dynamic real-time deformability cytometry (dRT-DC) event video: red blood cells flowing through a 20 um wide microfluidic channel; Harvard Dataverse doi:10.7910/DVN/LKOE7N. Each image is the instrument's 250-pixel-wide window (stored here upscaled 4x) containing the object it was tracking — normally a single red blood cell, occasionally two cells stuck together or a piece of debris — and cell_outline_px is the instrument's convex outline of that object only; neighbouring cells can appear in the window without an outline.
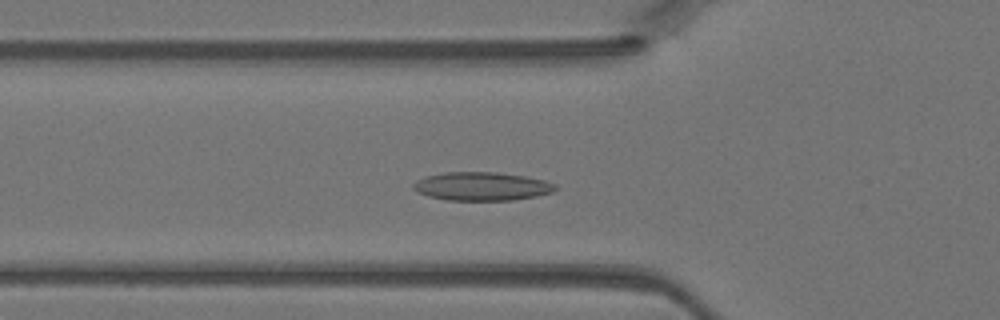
{"species": "Egyptian fruit bat (a non-hibernating species)", "species_latin": "Rousettus aegyptiacus", "temperature_condition": "warm", "stored_images_in_passage": 39, "camera_frame_rate_fps": 3000, "um_per_image_px": 0.085, "animal": {"sex": "female"}, "frame": {"image": 1, "passage_image": 9, "time_ms": 2.667, "image_size_px": [1000, 320], "cell_outline_px": [[560, 188], [552, 192], [536, 196], [512, 200], [448, 200], [428, 196], [416, 192], [412, 188], [412, 184], [416, 180], [424, 176], [448, 172], [496, 172], [524, 176], [544, 180], [556, 184]], "centroid_in_image_um": [40.94, 15.83], "position_along_channel_um": 84.9, "area_um2": 23.7}}
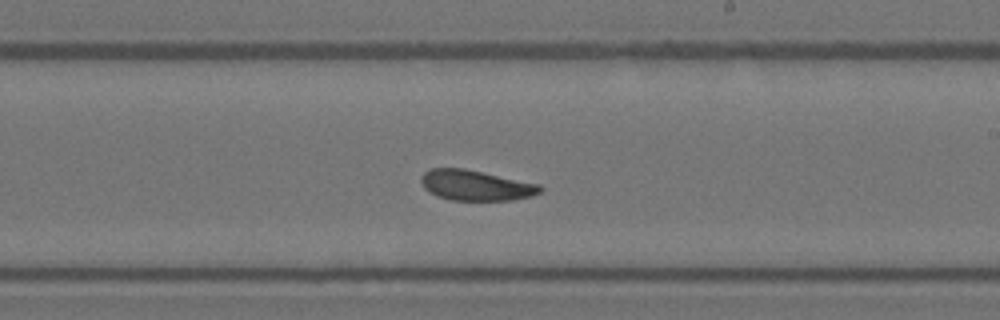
{"frame": {"image": 2, "passage_image": 20, "time_ms": 6.333, "image_size_px": [1000, 320], "cell_outline_px": [[544, 188], [540, 192], [532, 196], [512, 200], [452, 200], [436, 196], [424, 188], [420, 180], [420, 176], [424, 172], [432, 168], [464, 168], [540, 184]], "centroid_in_image_um": [40.44, 15.75], "position_along_channel_um": 248.6, "area_um2": 21.15}}
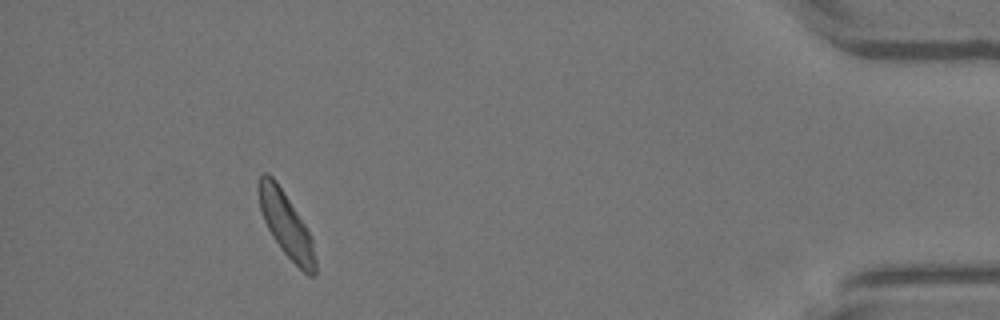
{"frame": {"image": 3, "passage_image": 35, "time_ms": 11.333, "image_size_px": [1000, 320], "cell_outline_px": [[316, 272], [312, 276], [308, 276], [280, 248], [272, 236], [264, 220], [260, 208], [256, 188], [260, 176], [264, 172], [268, 172], [276, 180], [304, 224], [312, 240], [316, 260]], "centroid_in_image_um": [24.28, 19.06], "position_along_channel_um": 410.9, "area_um2": 21.04}}